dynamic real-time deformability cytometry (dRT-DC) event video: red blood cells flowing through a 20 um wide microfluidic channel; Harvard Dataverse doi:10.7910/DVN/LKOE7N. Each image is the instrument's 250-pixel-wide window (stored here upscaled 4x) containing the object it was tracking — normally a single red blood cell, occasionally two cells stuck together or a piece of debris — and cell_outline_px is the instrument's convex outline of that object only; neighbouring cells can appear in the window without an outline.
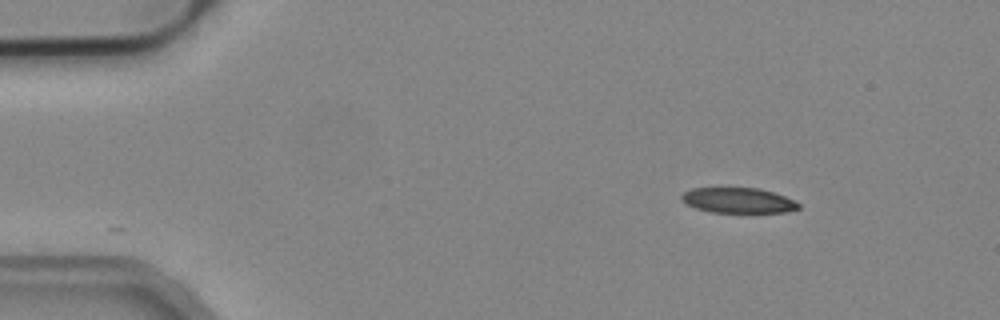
{"species": "common noctule bat (a hibernating species)", "species_latin": "Nyctalus noctula", "temperature_condition": "cold", "stored_images_in_passage": 2, "camera_frame_rate_fps": 3000, "um_per_image_px": 0.085, "animal": {"sex": "male", "body_mass_g": 19.2, "forearm_length_mm": 51.8}, "frame": {"image": 1, "passage_image": 2, "time_ms": 0.333, "image_size_px": [1000, 320], "cell_outline_px": [[800, 208], [788, 212], [752, 216], [712, 212], [696, 208], [684, 204], [680, 200], [680, 196], [684, 192], [692, 188], [760, 188], [784, 196], [800, 204]], "centroid_in_image_um": [62.77, 17.1], "position_along_channel_um": 22.2, "area_um2": 18.32}}